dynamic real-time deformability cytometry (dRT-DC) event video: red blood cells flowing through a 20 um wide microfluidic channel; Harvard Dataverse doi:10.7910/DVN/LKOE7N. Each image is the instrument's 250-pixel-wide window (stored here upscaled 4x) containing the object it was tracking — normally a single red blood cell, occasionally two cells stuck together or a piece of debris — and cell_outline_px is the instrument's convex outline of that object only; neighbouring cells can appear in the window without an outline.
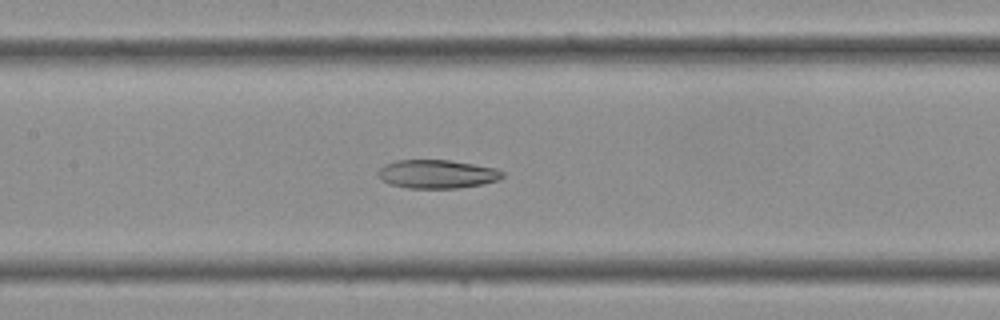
{"species": "Egyptian fruit bat (a non-hibernating species)", "species_latin": "Rousettus aegyptiacus", "temperature_condition": "cold", "stored_images_in_passage": 35, "camera_frame_rate_fps": 3000, "um_per_image_px": 0.085, "frame": {"image": 1, "passage_image": 16, "time_ms": 5.0, "image_size_px": [1000, 320], "cell_outline_px": [[504, 176], [500, 180], [480, 184], [456, 188], [408, 188], [388, 184], [380, 180], [376, 172], [384, 164], [396, 160], [448, 160], [496, 168], [504, 172]], "centroid_in_image_um": [37.1, 14.79], "position_along_channel_um": 170.3, "area_um2": 20.81}}
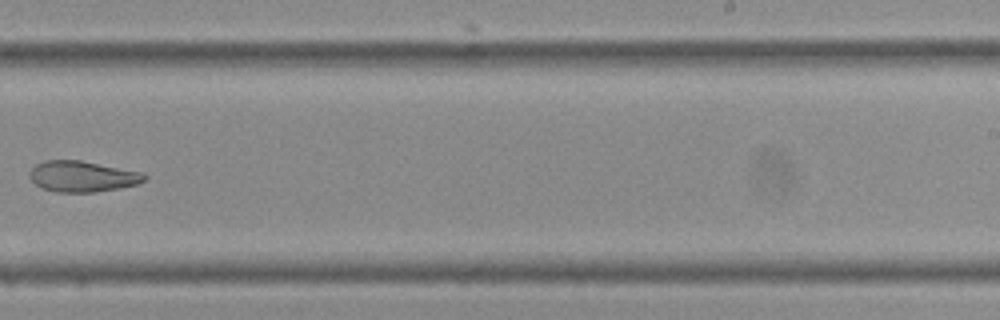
{"frame": {"image": 2, "passage_image": 22, "time_ms": 7.0, "image_size_px": [1000, 320], "cell_outline_px": [[148, 176], [144, 180], [136, 184], [96, 192], [56, 192], [40, 188], [28, 176], [28, 172], [36, 164], [44, 160], [80, 160], [144, 172]], "centroid_in_image_um": [6.97, 14.99], "position_along_channel_um": 282.0, "area_um2": 20.75}}
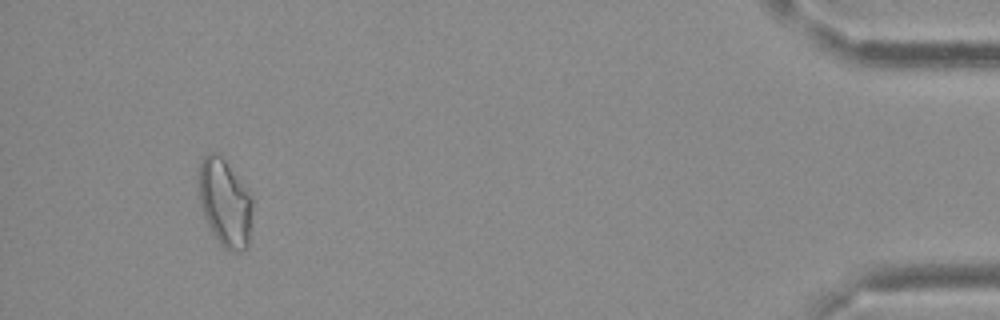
{"frame": {"image": 3, "passage_image": 33, "time_ms": 10.667, "image_size_px": [1000, 320], "cell_outline_px": [[252, 228], [248, 248], [236, 252], [228, 252], [220, 244], [208, 224], [204, 216], [200, 204], [200, 160], [208, 152], [220, 152], [252, 196]], "centroid_in_image_um": [19.16, 17.25], "position_along_channel_um": 416.0, "area_um2": 27.74}}